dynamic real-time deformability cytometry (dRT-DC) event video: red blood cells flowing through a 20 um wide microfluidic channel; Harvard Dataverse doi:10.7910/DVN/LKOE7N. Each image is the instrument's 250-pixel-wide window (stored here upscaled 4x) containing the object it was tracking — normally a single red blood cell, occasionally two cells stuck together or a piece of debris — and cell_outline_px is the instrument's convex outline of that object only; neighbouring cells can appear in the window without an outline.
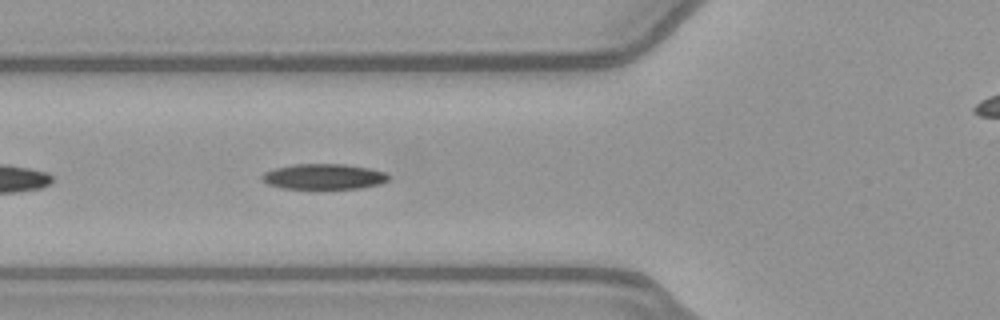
{"species": "common noctule bat (a hibernating species)", "species_latin": "Nyctalus noctula", "temperature_condition": "warm", "stored_images_in_passage": 36, "camera_frame_rate_fps": 3000, "um_per_image_px": 0.085, "animal": {"sex": "female", "body_mass_g": 21.9}, "frame": {"image": 1, "passage_image": 5, "time_ms": 1.333, "image_size_px": [1000, 320], "cell_outline_px": [[392, 176], [388, 180], [380, 184], [360, 188], [284, 188], [268, 184], [260, 176], [264, 172], [276, 168], [292, 164], [344, 164], [368, 168], [384, 172]], "centroid_in_image_um": [27.55, 15.0], "position_along_channel_um": 98.3, "area_um2": 18.61}}
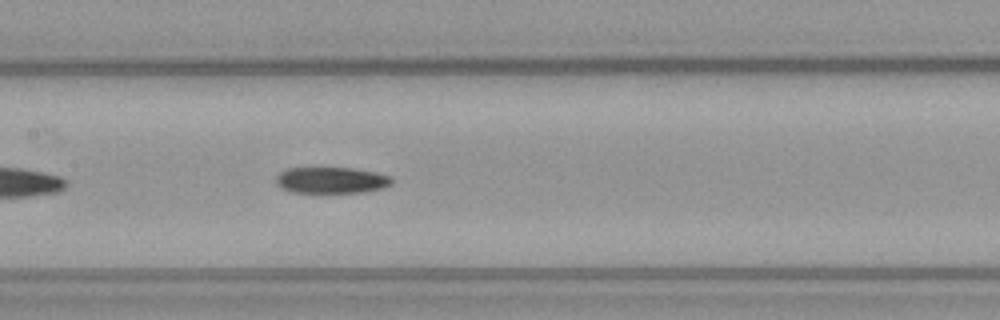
{"frame": {"image": 2, "passage_image": 11, "time_ms": 3.333, "image_size_px": [1000, 320], "cell_outline_px": [[392, 184], [384, 188], [364, 192], [324, 196], [320, 196], [292, 192], [280, 188], [276, 184], [276, 176], [284, 168], [312, 164], [352, 168], [376, 172], [392, 176]], "centroid_in_image_um": [28.08, 15.32], "position_along_channel_um": 179.3, "area_um2": 19.94}}
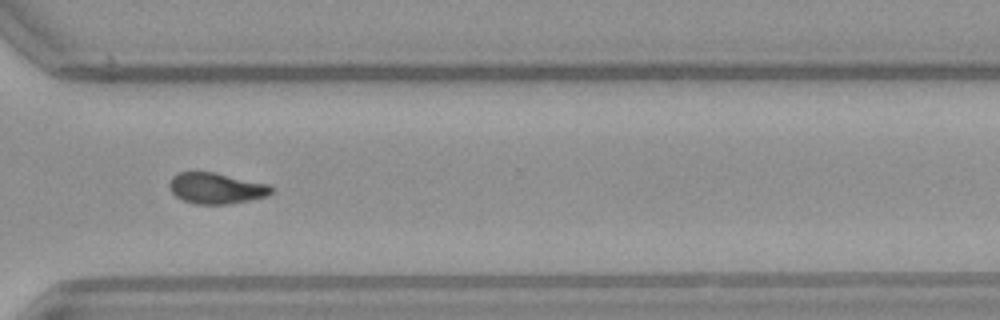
{"frame": {"image": 3, "passage_image": 24, "time_ms": 7.667, "image_size_px": [1000, 320], "cell_outline_px": [[272, 192], [268, 196], [228, 204], [196, 204], [184, 200], [176, 196], [168, 188], [168, 184], [172, 176], [180, 172], [212, 172], [268, 184], [272, 188]], "centroid_in_image_um": [18.35, 16.0], "position_along_channel_um": 352.3, "area_um2": 18.21}, "authors_computed_cell_mechanics": {"area_um2": 19.0162, "velocity_mm_per_s": 3.9948, "shape_relaxation_time_tau1_ms": 6.5053, "shape_relaxation_time_tau2_ms": null, "deformation_change_tau1": 0.1861, "deformation_change_tau2": null}}